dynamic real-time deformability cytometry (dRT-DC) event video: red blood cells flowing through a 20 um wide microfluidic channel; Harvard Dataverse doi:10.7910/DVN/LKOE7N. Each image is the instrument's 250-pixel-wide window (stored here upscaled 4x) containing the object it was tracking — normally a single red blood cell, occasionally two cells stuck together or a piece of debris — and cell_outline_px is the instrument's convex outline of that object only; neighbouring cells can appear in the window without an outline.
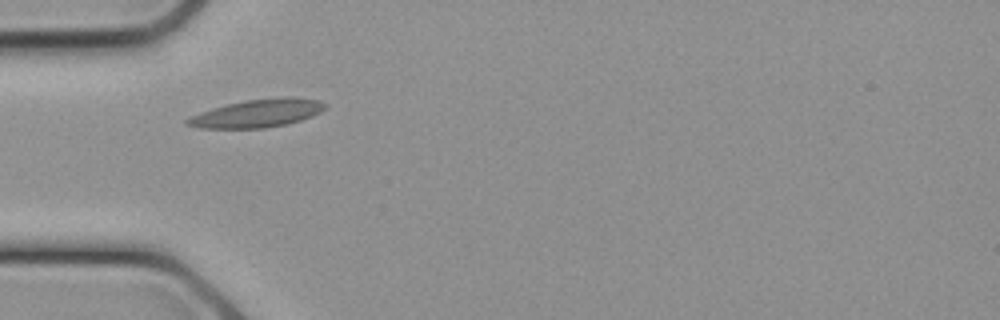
{"species": "common noctule bat (a hibernating species)", "species_latin": "Nyctalus noctula", "temperature_condition": "cold", "stored_images_in_passage": 16, "camera_frame_rate_fps": 3000, "um_per_image_px": 0.085, "animal": {"sex": "female", "body_mass_g": 21.9}, "frame": {"image": 1, "passage_image": 1, "time_ms": 0.0, "image_size_px": [1000, 320], "cell_outline_px": [[328, 108], [312, 116], [288, 124], [264, 128], [200, 128], [184, 124], [184, 120], [200, 112], [212, 108], [228, 104], [248, 100], [280, 96], [288, 96], [316, 100], [328, 104]], "centroid_in_image_um": [21.9, 9.63], "position_along_channel_um": 63.1, "area_um2": 22.54}}
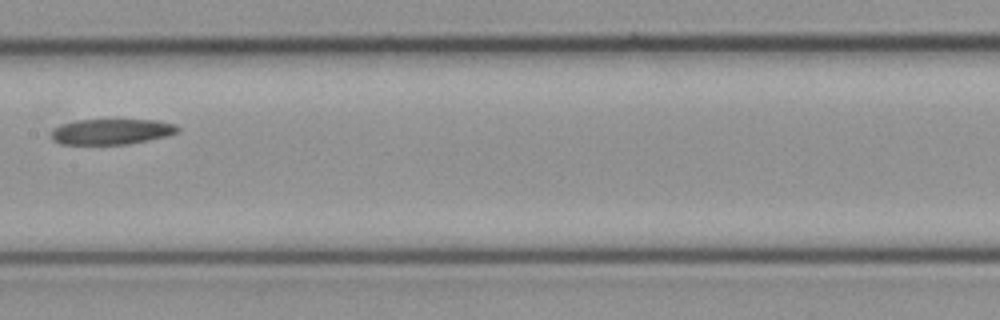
{"frame": {"image": 2, "passage_image": 6, "time_ms": 1.667, "image_size_px": [1000, 320], "cell_outline_px": [[180, 132], [148, 140], [124, 144], [60, 144], [52, 140], [52, 128], [60, 124], [76, 120], [116, 116], [156, 120], [172, 124], [180, 128]], "centroid_in_image_um": [9.45, 11.12], "position_along_channel_um": 197.9, "area_um2": 19.88}}
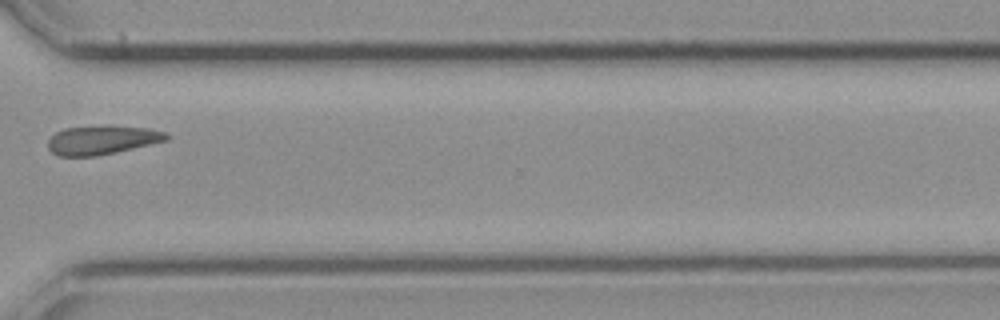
{"frame": {"image": 3, "passage_image": 12, "time_ms": 3.667, "image_size_px": [1000, 320], "cell_outline_px": [[168, 140], [116, 152], [96, 156], [56, 156], [48, 148], [48, 140], [56, 132], [64, 128], [108, 124], [148, 128], [164, 132], [168, 136]], "centroid_in_image_um": [8.65, 11.88], "position_along_channel_um": 361.9, "area_um2": 20.23}}